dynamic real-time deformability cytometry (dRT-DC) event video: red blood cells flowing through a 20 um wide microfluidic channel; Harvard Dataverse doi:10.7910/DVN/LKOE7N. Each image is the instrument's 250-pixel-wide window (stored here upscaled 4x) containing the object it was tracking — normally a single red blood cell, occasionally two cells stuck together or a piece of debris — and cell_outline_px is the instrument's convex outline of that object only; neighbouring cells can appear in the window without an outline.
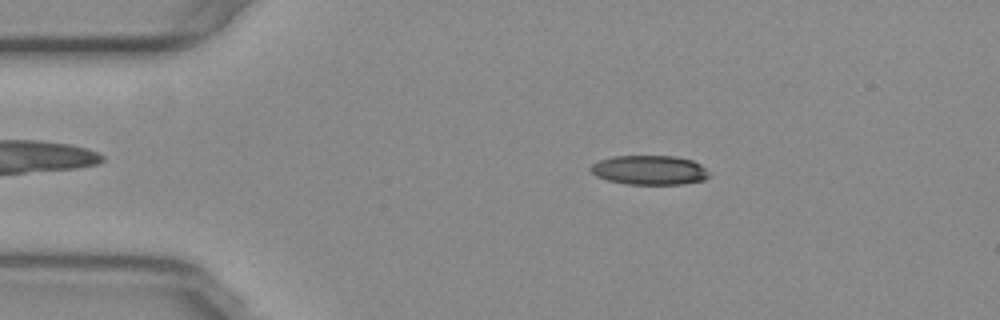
{"species": "common noctule bat (a hibernating species)", "species_latin": "Nyctalus noctula", "temperature_condition": "warm", "stored_images_in_passage": 48, "camera_frame_rate_fps": 3000, "um_per_image_px": 0.085, "animal": {"sex": "female", "body_mass_g": 29.2, "forearm_length_mm": 56.3}, "frame": {"image": 1, "passage_image": 4, "time_ms": 1.0, "image_size_px": [1000, 320], "cell_outline_px": [[712, 176], [704, 180], [684, 184], [628, 184], [608, 180], [596, 176], [588, 168], [592, 164], [600, 160], [616, 156], [676, 156], [692, 160], [700, 164]], "centroid_in_image_um": [55.23, 14.46], "position_along_channel_um": 29.8, "area_um2": 20.29}}
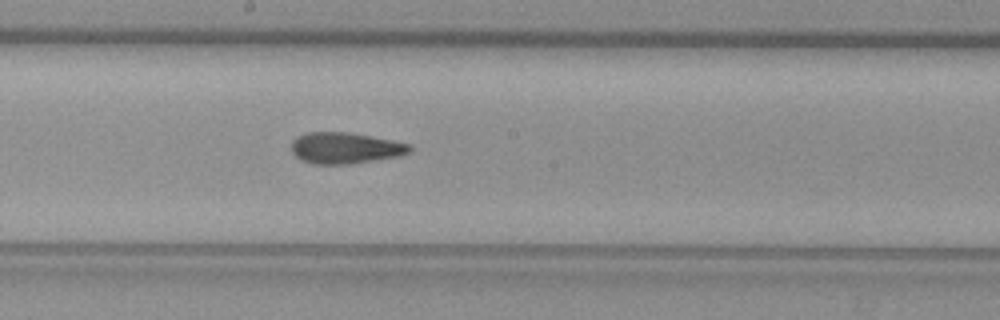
{"frame": {"image": 2, "passage_image": 23, "time_ms": 7.333, "image_size_px": [1000, 320], "cell_outline_px": [[412, 148], [408, 152], [400, 156], [352, 164], [312, 164], [300, 160], [292, 152], [292, 140], [296, 136], [308, 132], [348, 132], [372, 136], [392, 140], [408, 144]], "centroid_in_image_um": [29.31, 12.58], "position_along_channel_um": 218.9, "area_um2": 21.62}}
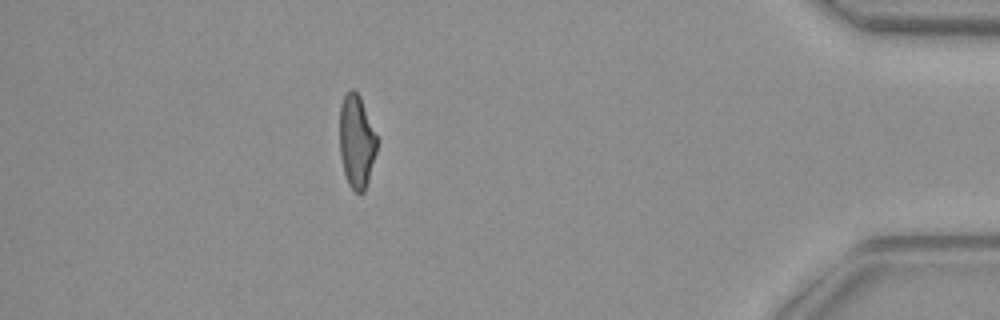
{"frame": {"image": 3, "passage_image": 42, "time_ms": 13.667, "image_size_px": [1000, 320], "cell_outline_px": [[376, 152], [368, 180], [364, 192], [356, 192], [348, 184], [344, 172], [340, 156], [340, 104], [344, 96], [352, 88], [360, 96], [376, 136]], "centroid_in_image_um": [30.28, 12.02], "position_along_channel_um": 404.9, "area_um2": 19.88}, "authors_computed_cell_mechanics": {"area_um2": 21.2126, "velocity_mm_per_s": 3.7908, "shape_relaxation_time_tau1_ms": null, "shape_relaxation_time_tau2_ms": 3.6465, "deformation_change_tau1": null, "deformation_change_tau2": 0.1244}}